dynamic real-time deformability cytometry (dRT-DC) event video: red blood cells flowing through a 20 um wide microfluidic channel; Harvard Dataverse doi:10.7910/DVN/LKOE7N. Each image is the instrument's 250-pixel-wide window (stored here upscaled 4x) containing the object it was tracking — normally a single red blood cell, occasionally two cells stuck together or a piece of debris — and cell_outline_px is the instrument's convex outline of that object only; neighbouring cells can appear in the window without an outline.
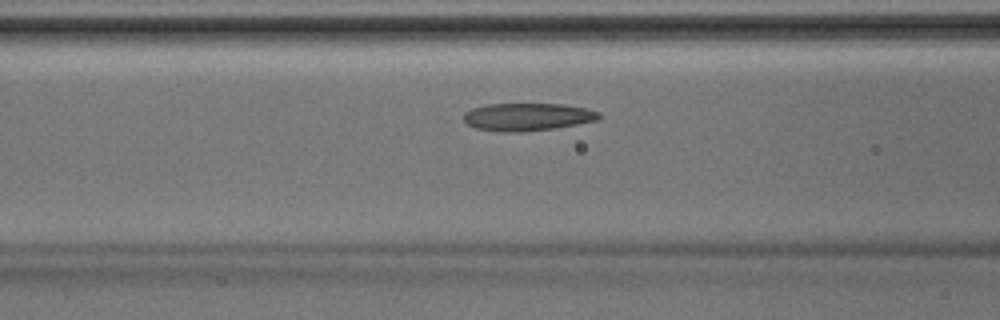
{"species": "Egyptian fruit bat (a non-hibernating species)", "species_latin": "Rousettus aegyptiacus", "temperature_condition": "room temperature", "stored_images_in_passage": 31, "camera_frame_rate_fps": 3000, "um_per_image_px": 0.085, "animal": {"sex": "male"}, "frame": {"image": 1, "passage_image": 5, "time_ms": 1.333, "image_size_px": [1000, 320], "cell_outline_px": [[604, 116], [600, 120], [552, 128], [524, 132], [500, 132], [476, 128], [468, 124], [464, 120], [464, 112], [472, 108], [488, 104], [564, 104], [584, 108], [600, 112]], "centroid_in_image_um": [44.86, 9.93], "position_along_channel_um": 121.7, "area_um2": 21.91}}
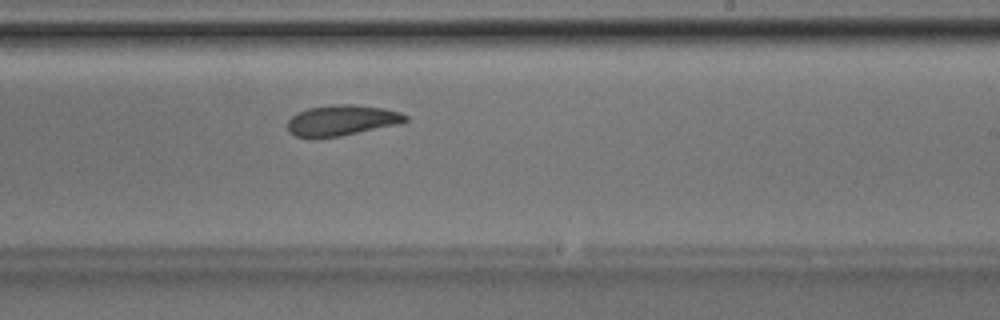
{"frame": {"image": 2, "passage_image": 14, "time_ms": 4.333, "image_size_px": [1000, 320], "cell_outline_px": [[408, 120], [400, 124], [340, 136], [316, 140], [312, 140], [296, 136], [288, 132], [288, 120], [296, 112], [308, 108], [336, 104], [352, 104], [384, 108], [400, 112], [408, 116]], "centroid_in_image_um": [29.01, 10.25], "position_along_channel_um": 260.0, "area_um2": 21.56}}
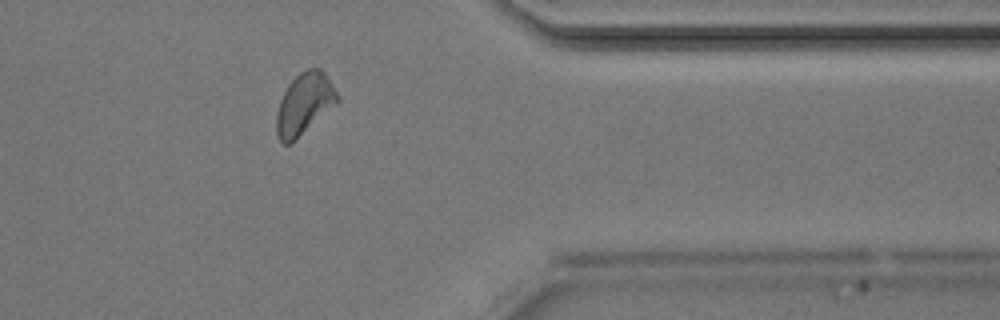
{"frame": {"image": 3, "passage_image": 23, "time_ms": 7.333, "image_size_px": [1000, 320], "cell_outline_px": [[340, 100], [336, 104], [288, 144], [280, 144], [276, 136], [276, 112], [280, 100], [288, 84], [300, 72], [308, 68], [320, 68], [324, 72], [340, 96]], "centroid_in_image_um": [25.85, 8.8], "position_along_channel_um": 385.6, "area_um2": 21.5}}